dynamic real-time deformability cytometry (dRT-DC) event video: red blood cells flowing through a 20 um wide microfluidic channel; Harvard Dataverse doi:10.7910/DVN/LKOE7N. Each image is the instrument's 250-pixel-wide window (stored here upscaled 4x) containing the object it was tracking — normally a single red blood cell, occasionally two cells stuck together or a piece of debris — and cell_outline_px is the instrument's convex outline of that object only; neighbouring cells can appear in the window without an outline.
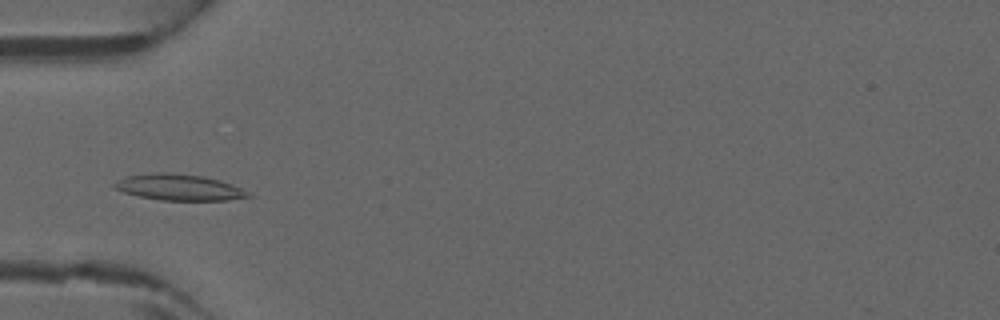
{"species": "common noctule bat (a hibernating species)", "species_latin": "Nyctalus noctula", "temperature_condition": "warm", "stored_images_in_passage": 39, "camera_frame_rate_fps": 3000, "um_per_image_px": 0.085, "animal": {"sex": "male", "forearm_length_mm": 52.5}, "frame": {"image": 1, "passage_image": 9, "time_ms": 2.667, "image_size_px": [1000, 320], "cell_outline_px": [[252, 196], [228, 200], [160, 200], [140, 196], [124, 192], [116, 188], [112, 184], [116, 180], [124, 176], [156, 172], [168, 172], [204, 176], [220, 180], [232, 184], [248, 192]], "centroid_in_image_um": [15.19, 15.91], "position_along_channel_um": 69.8, "area_um2": 20.35}}
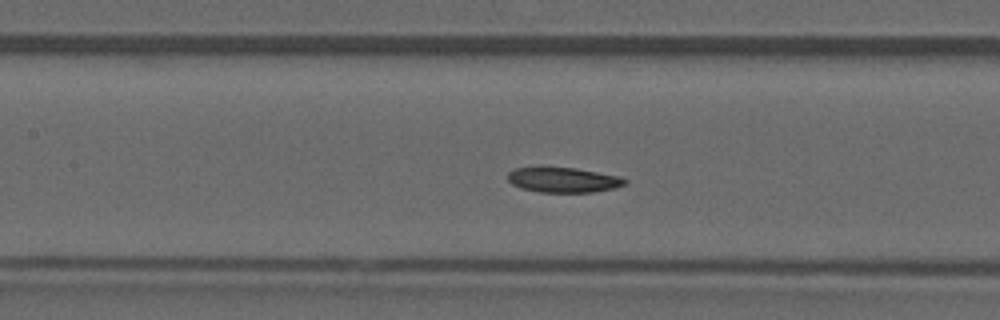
{"frame": {"image": 2, "passage_image": 15, "time_ms": 4.667, "image_size_px": [1000, 320], "cell_outline_px": [[628, 180], [624, 184], [616, 188], [592, 192], [540, 192], [520, 188], [512, 184], [508, 180], [508, 172], [516, 168], [576, 168], [620, 176]], "centroid_in_image_um": [47.9, 15.3], "position_along_channel_um": 159.5, "area_um2": 16.94}}
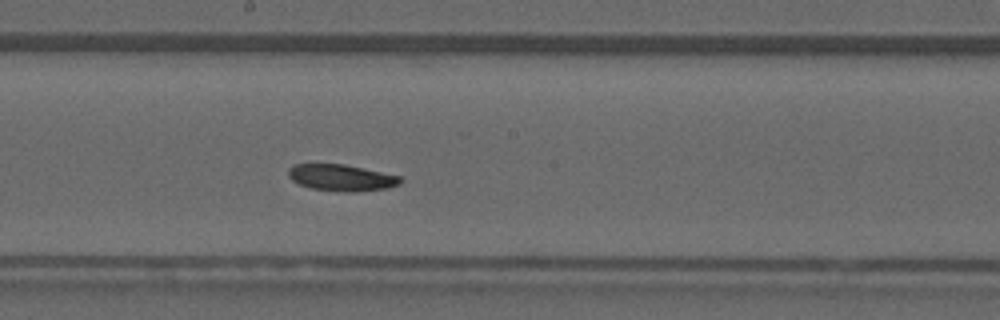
{"frame": {"image": 3, "passage_image": 19, "time_ms": 6.0, "image_size_px": [1000, 320], "cell_outline_px": [[404, 180], [400, 184], [388, 188], [356, 192], [344, 192], [312, 188], [300, 184], [292, 180], [288, 176], [288, 168], [292, 164], [344, 164], [400, 176]], "centroid_in_image_um": [29.03, 15.1], "position_along_channel_um": 219.2, "area_um2": 17.34}}